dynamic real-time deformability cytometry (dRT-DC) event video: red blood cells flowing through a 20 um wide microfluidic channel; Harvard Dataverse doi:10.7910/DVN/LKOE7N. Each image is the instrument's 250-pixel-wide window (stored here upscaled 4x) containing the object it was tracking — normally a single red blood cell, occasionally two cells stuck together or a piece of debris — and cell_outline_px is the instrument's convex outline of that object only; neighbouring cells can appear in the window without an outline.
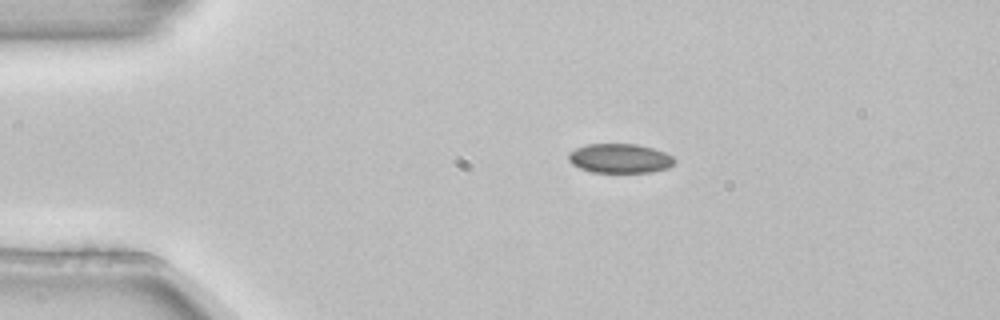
{"species": "common noctule bat (a hibernating species)", "species_latin": "Nyctalus noctula", "temperature_condition": "room temperature", "stored_images_in_passage": 2, "camera_frame_rate_fps": 3000, "um_per_image_px": 0.085, "animal": {"sex": "female", "body_mass_g": 22.7, "forearm_length_mm": 54.2}, "frame": {"image": 1, "passage_image": 1, "time_ms": 0.0, "image_size_px": [1000, 320], "cell_outline_px": [[676, 160], [668, 168], [652, 172], [592, 172], [580, 168], [572, 164], [568, 160], [568, 152], [576, 148], [588, 144], [636, 144], [652, 148], [664, 152], [672, 156]], "centroid_in_image_um": [52.67, 13.46], "position_along_channel_um": 32.3, "area_um2": 18.09}}